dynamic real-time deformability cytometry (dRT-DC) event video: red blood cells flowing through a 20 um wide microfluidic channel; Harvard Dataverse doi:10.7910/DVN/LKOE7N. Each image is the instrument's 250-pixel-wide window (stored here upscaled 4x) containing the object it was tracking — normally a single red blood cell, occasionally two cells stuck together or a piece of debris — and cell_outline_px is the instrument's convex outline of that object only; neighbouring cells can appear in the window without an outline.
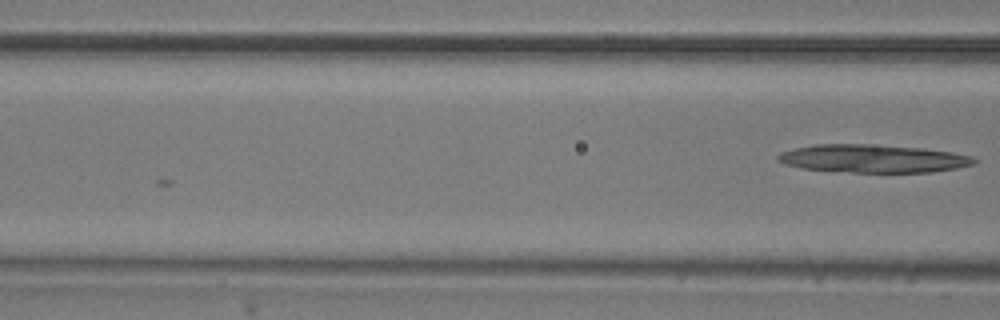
{"species": "common noctule bat (a hibernating species)", "species_latin": "Nyctalus noctula", "temperature_condition": "room temperature", "stored_images_in_passage": 3, "camera_frame_rate_fps": 3000, "um_per_image_px": 0.085, "animal": {"sex": "male", "body_mass_g": 20.5, "forearm_length_mm": 52.5}, "frame": {"image": 1, "passage_image": 3, "time_ms": 0.667, "image_size_px": [1000, 320], "cell_outline_px": [[976, 160], [972, 164], [956, 168], [932, 172], [852, 172], [800, 168], [776, 160], [776, 156], [780, 152], [796, 148], [816, 144], [868, 144], [920, 148], [952, 152], [972, 156]], "centroid_in_image_um": [74.18, 13.47], "position_along_channel_um": 92.4, "area_um2": 31.73}}